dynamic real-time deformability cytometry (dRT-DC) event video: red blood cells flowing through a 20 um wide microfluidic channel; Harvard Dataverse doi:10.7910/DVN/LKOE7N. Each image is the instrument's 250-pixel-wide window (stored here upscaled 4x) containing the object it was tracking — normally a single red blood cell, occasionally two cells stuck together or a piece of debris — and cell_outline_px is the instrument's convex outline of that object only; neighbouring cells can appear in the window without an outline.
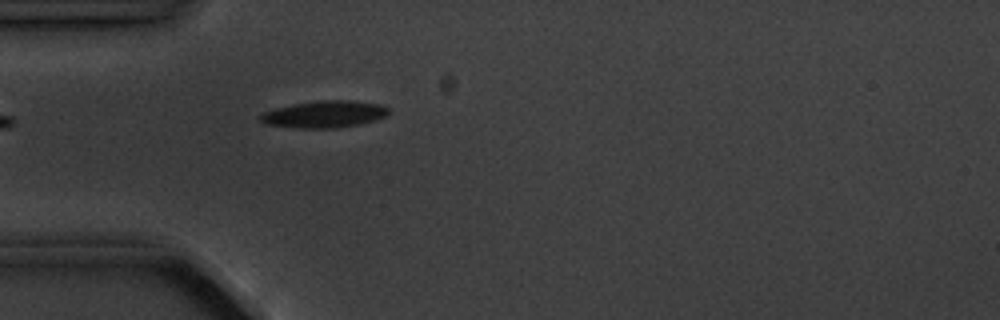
{"species": "common noctule bat (a hibernating species)", "species_latin": "Nyctalus noctula", "temperature_condition": "cold", "stored_images_in_passage": 5, "camera_frame_rate_fps": 3000, "um_per_image_px": 0.085, "animal": {"sex": "male", "body_mass_g": 20.1, "forearm_length_mm": 53.5}, "frame": {"image": 1, "passage_image": 5, "time_ms": 4.667, "image_size_px": [1000, 320], "cell_outline_px": [[388, 112], [384, 116], [372, 120], [356, 124], [336, 128], [296, 128], [268, 124], [260, 120], [260, 116], [264, 112], [276, 108], [292, 104], [324, 100], [348, 100], [380, 104], [388, 108]], "centroid_in_image_um": [27.54, 9.7], "position_along_channel_um": 57.5, "area_um2": 19.65}}